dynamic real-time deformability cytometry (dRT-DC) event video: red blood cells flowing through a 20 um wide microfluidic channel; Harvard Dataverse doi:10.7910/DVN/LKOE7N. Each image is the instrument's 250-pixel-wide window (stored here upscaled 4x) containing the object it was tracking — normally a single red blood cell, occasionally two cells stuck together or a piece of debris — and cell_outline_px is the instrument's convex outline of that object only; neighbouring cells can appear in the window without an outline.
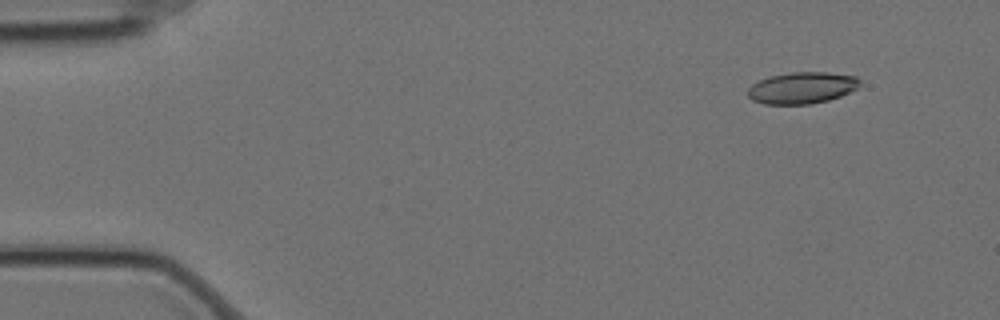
{"species": "Egyptian fruit bat (a non-hibernating species)", "species_latin": "Rousettus aegyptiacus", "temperature_condition": "cold", "stored_images_in_passage": 12, "camera_frame_rate_fps": 3000, "um_per_image_px": 0.085, "animal": {"sex": "female"}, "frame": {"image": 1, "passage_image": 1, "time_ms": 0.0, "image_size_px": [1000, 320], "cell_outline_px": [[860, 84], [856, 88], [840, 96], [828, 100], [808, 104], [764, 104], [752, 100], [748, 96], [748, 88], [752, 84], [760, 80], [772, 76], [792, 72], [828, 72], [856, 76], [860, 80]], "centroid_in_image_um": [68.16, 7.46], "position_along_channel_um": 16.8, "area_um2": 20.46}}
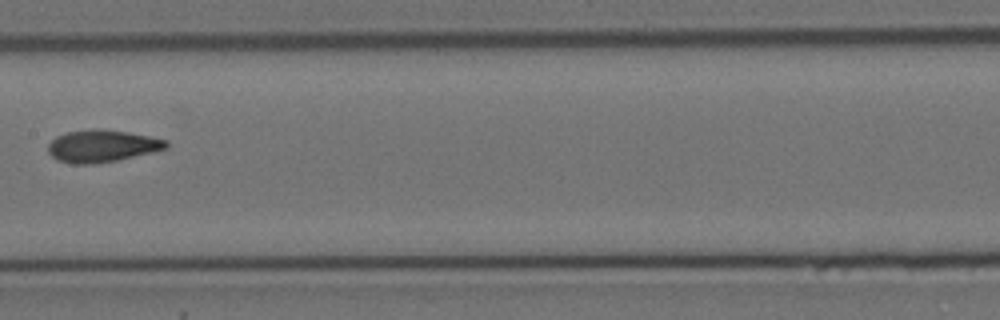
{"frame": {"image": 2, "passage_image": 7, "time_ms": 2.0, "image_size_px": [1000, 320], "cell_outline_px": [[168, 148], [152, 152], [116, 160], [96, 164], [72, 164], [60, 160], [52, 156], [48, 152], [48, 144], [56, 136], [68, 132], [92, 128], [100, 128], [128, 132], [168, 140]], "centroid_in_image_um": [8.67, 12.4], "position_along_channel_um": 198.7, "area_um2": 22.14}}
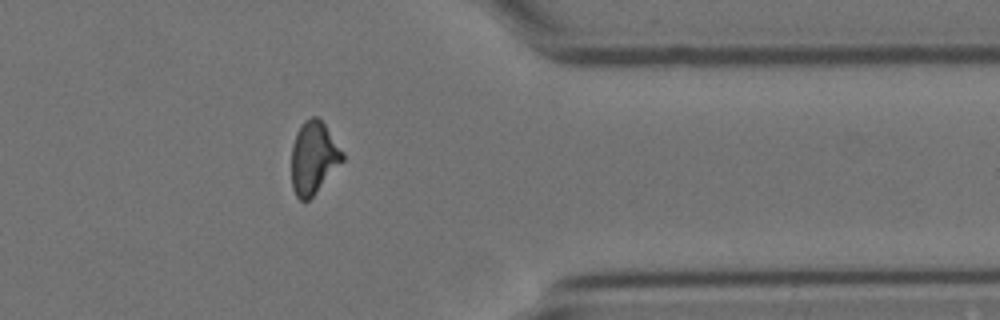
{"frame": {"image": 3, "passage_image": 12, "time_ms": 3.667, "image_size_px": [1000, 320], "cell_outline_px": [[344, 160], [316, 192], [308, 200], [300, 200], [296, 196], [292, 188], [292, 144], [296, 132], [304, 120], [312, 116], [316, 116], [324, 124], [344, 152]], "centroid_in_image_um": [26.65, 13.39], "position_along_channel_um": 384.8, "area_um2": 21.44}}